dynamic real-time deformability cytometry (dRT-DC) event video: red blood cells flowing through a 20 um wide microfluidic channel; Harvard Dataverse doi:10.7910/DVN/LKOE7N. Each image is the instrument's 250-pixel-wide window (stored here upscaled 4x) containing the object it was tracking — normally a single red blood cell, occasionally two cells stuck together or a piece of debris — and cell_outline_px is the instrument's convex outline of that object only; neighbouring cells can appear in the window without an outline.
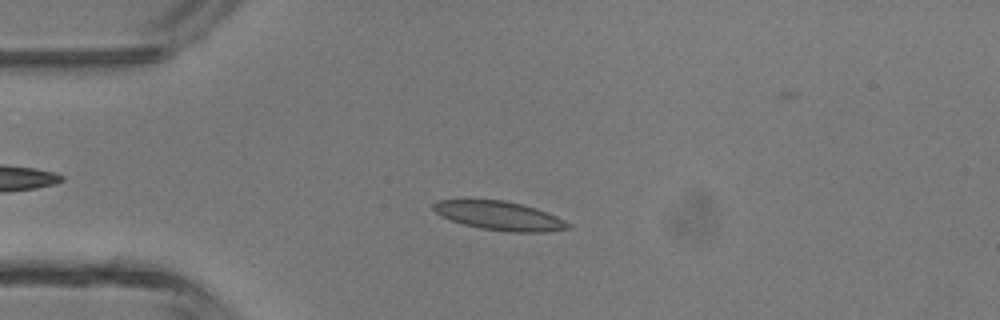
{"species": "common noctule bat (a hibernating species)", "species_latin": "Nyctalus noctula", "temperature_condition": "room temperature", "stored_images_in_passage": 38, "camera_frame_rate_fps": 3000, "um_per_image_px": 0.085, "animal": {"sex": "male", "body_mass_g": 13.3}, "frame": {"image": 1, "passage_image": 3, "time_ms": 0.667, "image_size_px": [1000, 320], "cell_outline_px": [[572, 228], [544, 232], [504, 232], [480, 228], [464, 224], [440, 216], [432, 208], [432, 204], [436, 200], [504, 200], [536, 208], [556, 216], [572, 224]], "centroid_in_image_um": [42.46, 18.35], "position_along_channel_um": 42.5, "area_um2": 22.66}}
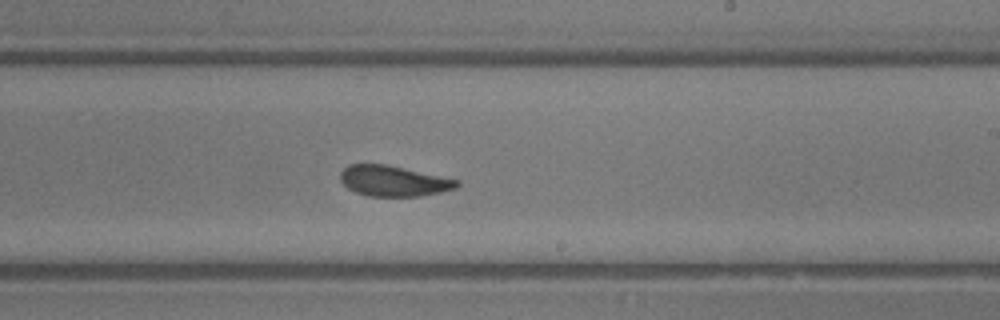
{"frame": {"image": 2, "passage_image": 19, "time_ms": 6.0, "image_size_px": [1000, 320], "cell_outline_px": [[460, 184], [456, 188], [440, 192], [420, 196], [368, 196], [356, 192], [348, 188], [340, 180], [340, 172], [348, 164], [388, 164], [460, 180]], "centroid_in_image_um": [33.45, 15.37], "position_along_channel_um": 255.5, "area_um2": 20.87}}
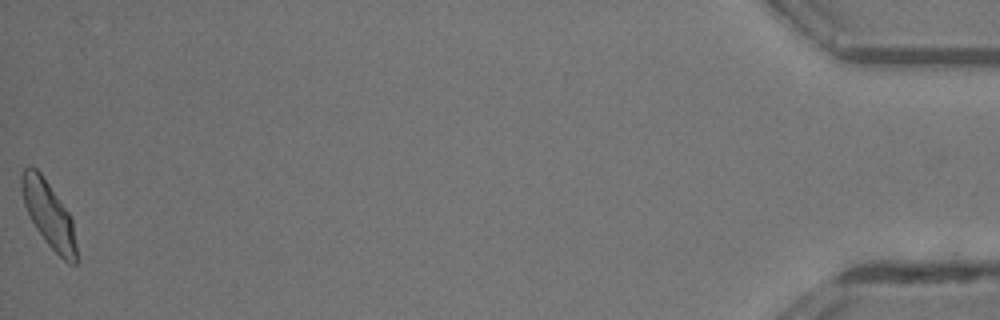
{"frame": {"image": 3, "passage_image": 38, "time_ms": 12.333, "image_size_px": [1000, 320], "cell_outline_px": [[76, 264], [68, 264], [44, 240], [36, 228], [24, 204], [20, 188], [20, 176], [24, 168], [28, 164], [36, 168], [40, 172], [68, 212], [72, 220], [76, 244]], "centroid_in_image_um": [4.11, 18.19], "position_along_channel_um": 431.1, "area_um2": 20.81}, "authors_computed_cell_mechanics": {"area_um2": 21.2704, "velocity_mm_per_s": 4.424, "shape_relaxation_time_tau1_ms": 6.2056, "shape_relaxation_time_tau2_ms": 1.3213, "deformation_change_tau1": 0.1676, "deformation_change_tau2": 0.0735}}